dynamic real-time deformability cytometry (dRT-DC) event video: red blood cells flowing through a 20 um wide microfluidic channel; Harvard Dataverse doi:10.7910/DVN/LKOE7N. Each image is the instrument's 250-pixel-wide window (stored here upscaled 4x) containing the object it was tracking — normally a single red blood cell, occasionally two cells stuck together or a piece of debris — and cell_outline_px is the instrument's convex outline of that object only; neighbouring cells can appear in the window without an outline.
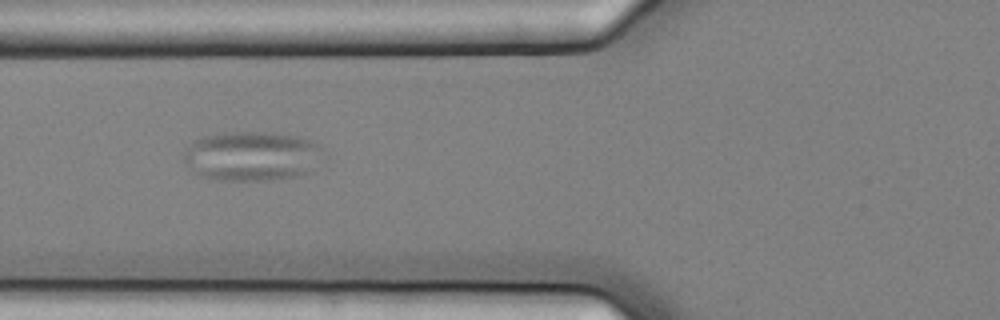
{"species": "common noctule bat (a hibernating species)", "species_latin": "Nyctalus noctula", "temperature_condition": "cold", "stored_images_in_passage": 4, "camera_frame_rate_fps": 3000, "um_per_image_px": 0.085, "animal": {"sex": "female", "body_mass_g": 25.1}, "frame": {"image": 1, "passage_image": 3, "time_ms": 0.667, "image_size_px": [1000, 320], "cell_outline_px": [[324, 148], [308, 172], [296, 176], [268, 180], [212, 180], [200, 176], [192, 172], [184, 160], [184, 152], [200, 136], [224, 132], [264, 132], [296, 136], [312, 140]], "centroid_in_image_um": [21.35, 13.26], "position_along_channel_um": 104.5, "area_um2": 40.06}}
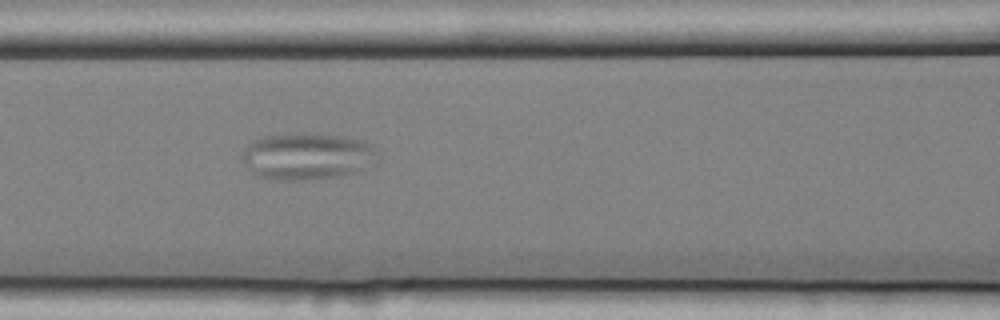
{"frame": {"image": 2, "passage_image": 4, "time_ms": 1.0, "image_size_px": [1000, 320], "cell_outline_px": [[376, 164], [356, 172], [340, 176], [316, 180], [276, 180], [260, 176], [252, 172], [248, 168], [240, 156], [244, 148], [252, 140], [260, 136], [296, 132], [312, 132], [344, 136], [364, 140], [372, 144], [376, 148]], "centroid_in_image_um": [26.13, 13.26], "position_along_channel_um": 140.5, "area_um2": 38.03}}